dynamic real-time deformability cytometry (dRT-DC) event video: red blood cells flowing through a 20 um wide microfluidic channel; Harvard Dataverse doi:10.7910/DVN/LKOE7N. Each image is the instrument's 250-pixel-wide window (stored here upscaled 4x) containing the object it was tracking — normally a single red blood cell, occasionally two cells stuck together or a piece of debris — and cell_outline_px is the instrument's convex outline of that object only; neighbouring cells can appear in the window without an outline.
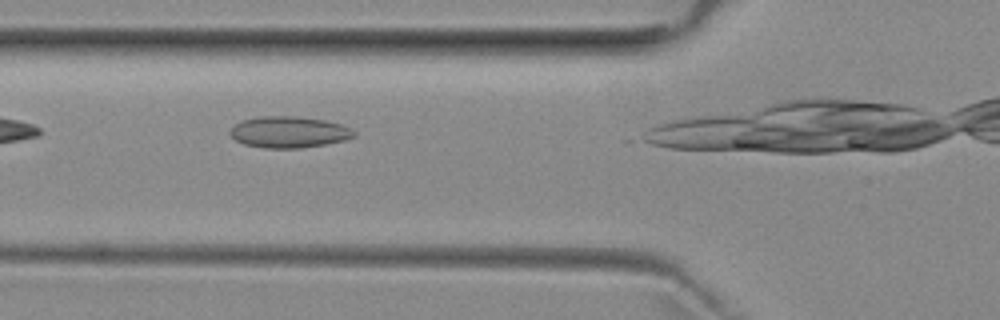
{"species": "common noctule bat (a hibernating species)", "species_latin": "Nyctalus noctula", "temperature_condition": "room temperature", "stored_images_in_passage": 10, "camera_frame_rate_fps": 3000, "um_per_image_px": 0.085, "animal": {"sex": "female", "body_mass_g": 29.2, "forearm_length_mm": 56.3}, "frame": {"image": 1, "passage_image": 6, "time_ms": 1.667, "image_size_px": [1000, 320], "cell_outline_px": [[356, 136], [344, 140], [324, 144], [300, 148], [264, 148], [244, 144], [236, 140], [228, 132], [236, 124], [244, 120], [260, 116], [296, 116], [324, 120], [340, 124], [356, 132]], "centroid_in_image_um": [24.55, 11.23], "position_along_channel_um": 101.2, "area_um2": 22.43}}
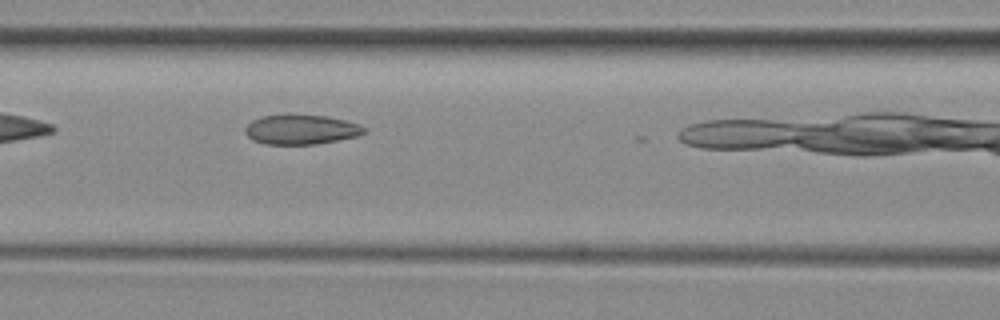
{"frame": {"image": 2, "passage_image": 9, "time_ms": 2.667, "image_size_px": [1000, 320], "cell_outline_px": [[364, 132], [356, 136], [336, 140], [312, 144], [264, 144], [252, 140], [244, 132], [244, 128], [252, 120], [264, 116], [288, 112], [292, 112], [328, 116], [360, 124], [364, 128]], "centroid_in_image_um": [25.52, 10.96], "position_along_channel_um": 141.1, "area_um2": 20.98}}